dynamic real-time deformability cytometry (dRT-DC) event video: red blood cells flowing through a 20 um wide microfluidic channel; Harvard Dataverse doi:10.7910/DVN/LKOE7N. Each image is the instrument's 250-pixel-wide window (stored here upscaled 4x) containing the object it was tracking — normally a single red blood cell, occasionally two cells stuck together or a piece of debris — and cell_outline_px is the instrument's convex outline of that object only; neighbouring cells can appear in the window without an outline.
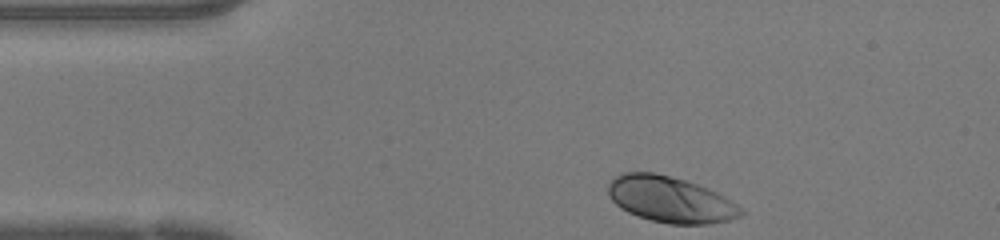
{"species": "human", "species_latin": "Homo sapiens", "temperature_condition": "warm", "stored_images_in_passage": 31, "camera_frame_rate_fps": 3000, "um_per_image_px": 0.085, "donor": {"sex": "female"}, "frame": {"image": 1, "passage_image": 1, "time_ms": 0.0, "image_size_px": [1000, 240], "cell_outline_px": [[744, 212], [740, 216], [728, 220], [708, 224], [668, 224], [652, 220], [628, 212], [620, 208], [608, 196], [608, 184], [616, 176], [624, 172], [652, 172], [684, 180], [708, 188], [724, 196], [736, 204]], "centroid_in_image_um": [56.96, 16.96], "position_along_channel_um": 28.0, "area_um2": 35.26}}
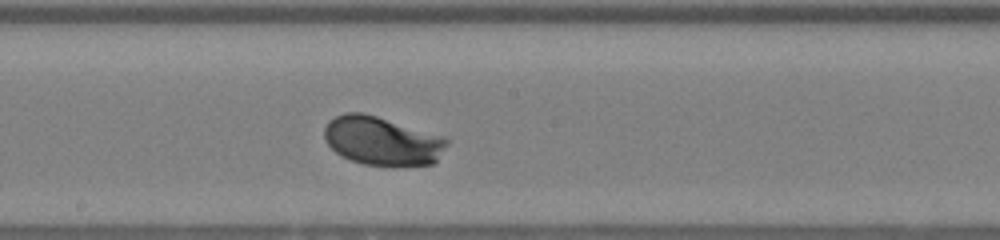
{"frame": {"image": 2, "passage_image": 18, "time_ms": 5.667, "image_size_px": [1000, 240], "cell_outline_px": [[448, 144], [436, 160], [432, 164], [396, 168], [392, 168], [364, 164], [352, 160], [336, 152], [324, 140], [324, 128], [328, 120], [344, 112], [360, 112], [376, 116], [444, 136], [448, 140]], "centroid_in_image_um": [32.48, 12.0], "position_along_channel_um": 215.7, "area_um2": 35.2}}
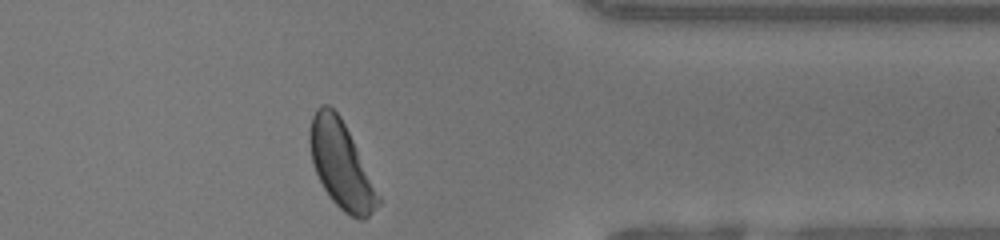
{"frame": {"image": 3, "passage_image": 31, "time_ms": 10.0, "image_size_px": [1000, 240], "cell_outline_px": [[380, 204], [364, 220], [360, 220], [344, 212], [328, 196], [312, 164], [308, 140], [308, 136], [312, 116], [316, 108], [320, 104], [328, 104], [340, 116], [380, 196]], "centroid_in_image_um": [28.96, 14.01], "position_along_channel_um": 382.4, "area_um2": 34.04}, "authors_computed_cell_mechanics": {"area_um2": 34.0442, "velocity_mm_per_s": 4.2194, "shape_relaxation_time_tau1_ms": 1.539, "shape_relaxation_time_tau2_ms": null, "deformation_change_tau1": 0.1362, "deformation_change_tau2": null}}